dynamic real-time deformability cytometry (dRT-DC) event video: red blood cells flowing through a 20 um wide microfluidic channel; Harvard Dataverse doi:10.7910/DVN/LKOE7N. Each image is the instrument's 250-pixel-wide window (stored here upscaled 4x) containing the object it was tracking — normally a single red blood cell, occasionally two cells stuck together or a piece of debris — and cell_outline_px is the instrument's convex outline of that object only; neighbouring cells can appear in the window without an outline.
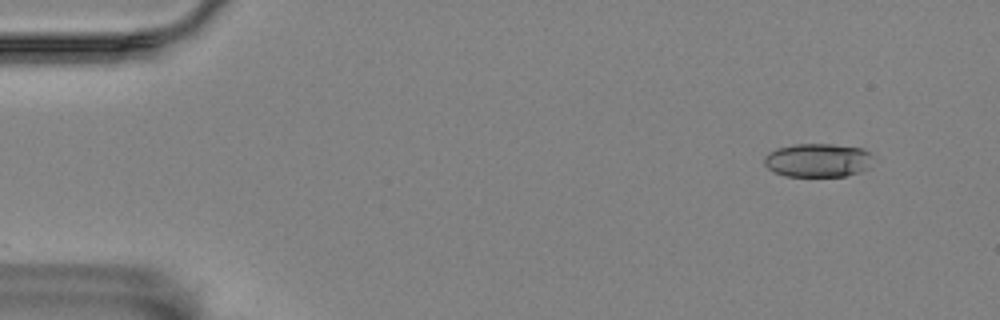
{"species": "Egyptian fruit bat (a non-hibernating species)", "species_latin": "Rousettus aegyptiacus", "temperature_condition": "room temperature", "stored_images_in_passage": 6, "camera_frame_rate_fps": 3000, "um_per_image_px": 0.085, "animal": {"sex": "female"}, "frame": {"image": 1, "passage_image": 2, "time_ms": 1.0, "image_size_px": [1000, 320], "cell_outline_px": [[876, 160], [868, 168], [860, 172], [844, 176], [784, 176], [768, 168], [764, 164], [764, 156], [768, 152], [776, 148], [792, 144], [832, 144], [860, 148], [868, 152]], "centroid_in_image_um": [69.52, 13.62], "position_along_channel_um": 15.5, "area_um2": 21.56}}
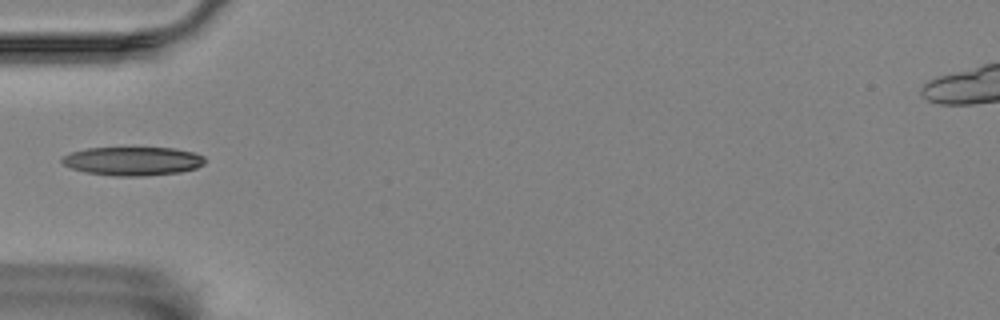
{"frame": {"image": 2, "passage_image": 6, "time_ms": 5.667, "image_size_px": [1000, 320], "cell_outline_px": [[204, 164], [196, 168], [180, 172], [144, 176], [112, 176], [84, 172], [72, 168], [64, 164], [60, 160], [64, 156], [72, 152], [88, 148], [172, 148], [196, 152], [204, 156]], "centroid_in_image_um": [11.31, 13.7], "position_along_channel_um": 73.7, "area_um2": 23.87}}